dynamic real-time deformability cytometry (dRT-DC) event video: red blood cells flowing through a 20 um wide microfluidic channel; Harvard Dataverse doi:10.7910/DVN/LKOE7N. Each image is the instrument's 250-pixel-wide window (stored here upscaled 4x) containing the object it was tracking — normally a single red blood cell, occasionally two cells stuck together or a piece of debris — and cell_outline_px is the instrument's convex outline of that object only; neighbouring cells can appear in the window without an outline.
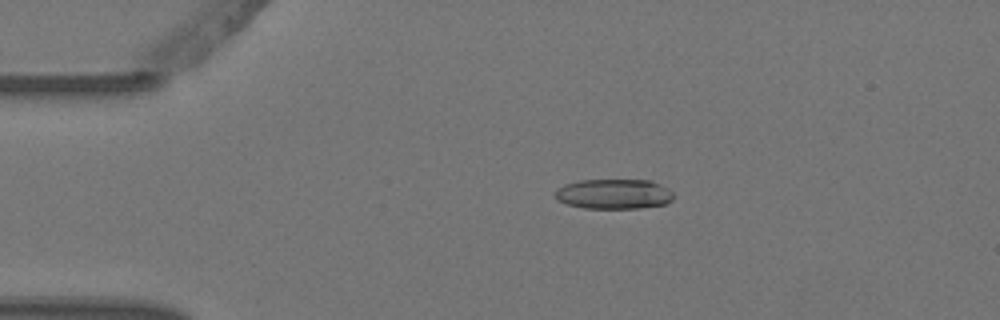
{"species": "Egyptian fruit bat (a non-hibernating species)", "species_latin": "Rousettus aegyptiacus", "temperature_condition": "warm", "stored_images_in_passage": 5, "camera_frame_rate_fps": 3000, "um_per_image_px": 0.085, "animal": {"sex": "female"}, "frame": {"image": 1, "passage_image": 3, "time_ms": 0.667, "image_size_px": [1000, 320], "cell_outline_px": [[672, 200], [664, 204], [640, 208], [584, 208], [568, 204], [556, 200], [552, 196], [556, 188], [564, 184], [580, 180], [652, 180], [668, 188], [672, 192]], "centroid_in_image_um": [52.12, 16.48], "position_along_channel_um": 32.9, "area_um2": 20.87}}
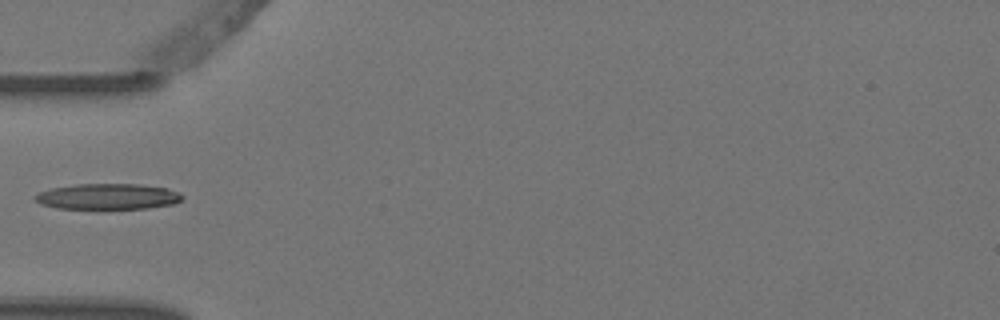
{"frame": {"image": 2, "passage_image": 5, "time_ms": 1.333, "image_size_px": [1000, 320], "cell_outline_px": [[184, 196], [180, 200], [172, 204], [148, 208], [108, 212], [96, 212], [56, 208], [40, 204], [32, 196], [40, 192], [52, 188], [76, 184], [140, 184], [168, 188], [180, 192]], "centroid_in_image_um": [9.14, 16.76], "position_along_channel_um": 75.9, "area_um2": 23.52}}